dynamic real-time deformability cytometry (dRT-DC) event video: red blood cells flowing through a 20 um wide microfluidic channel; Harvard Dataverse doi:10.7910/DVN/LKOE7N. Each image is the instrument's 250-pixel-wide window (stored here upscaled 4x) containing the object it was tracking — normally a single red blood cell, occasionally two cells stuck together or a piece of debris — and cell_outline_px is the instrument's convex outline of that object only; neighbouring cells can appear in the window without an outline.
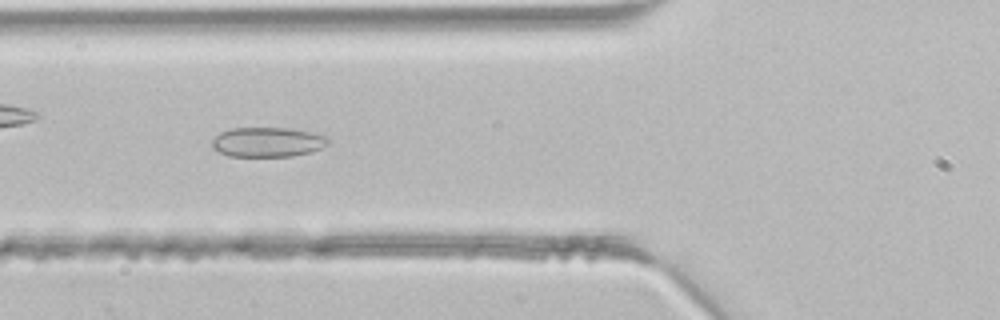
{"species": "common noctule bat (a hibernating species)", "species_latin": "Nyctalus noctula", "temperature_condition": "room temperature", "stored_images_in_passage": 27, "camera_frame_rate_fps": 3000, "um_per_image_px": 0.085, "animal": {"sex": "male", "body_mass_g": 21.5, "forearm_length_mm": 52.0}, "frame": {"image": 1, "passage_image": 6, "time_ms": 1.667, "image_size_px": [1000, 320], "cell_outline_px": [[328, 144], [320, 148], [308, 152], [292, 156], [228, 156], [212, 148], [212, 140], [220, 132], [232, 128], [288, 128], [312, 132], [328, 136]], "centroid_in_image_um": [22.73, 12.07], "position_along_channel_um": 103.1, "area_um2": 20.0}}
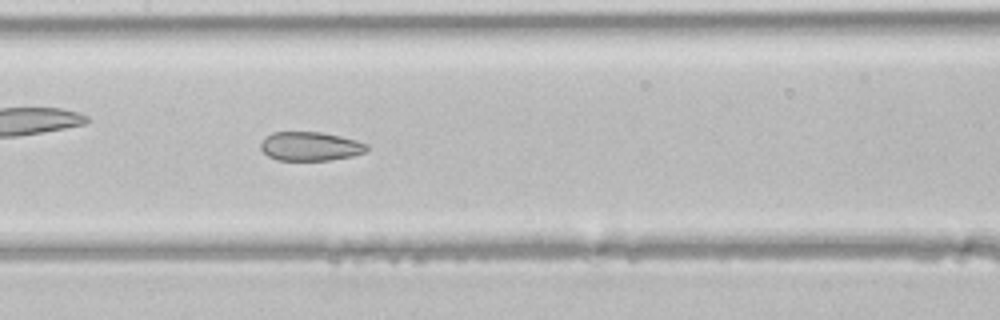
{"frame": {"image": 2, "passage_image": 11, "time_ms": 3.333, "image_size_px": [1000, 320], "cell_outline_px": [[368, 148], [364, 152], [352, 156], [328, 160], [276, 160], [268, 156], [260, 148], [260, 144], [272, 132], [320, 132], [340, 136], [356, 140], [368, 144]], "centroid_in_image_um": [26.37, 12.44], "position_along_channel_um": 181.0, "area_um2": 17.74}}
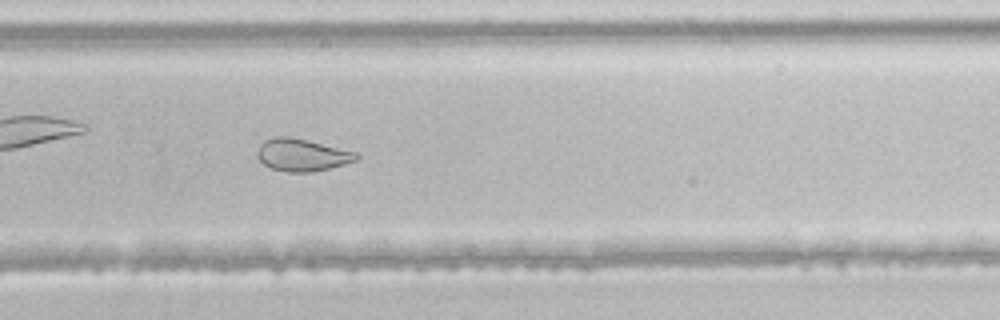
{"frame": {"image": 3, "passage_image": 19, "time_ms": 6.0, "image_size_px": [1000, 320], "cell_outline_px": [[360, 156], [356, 160], [344, 164], [328, 168], [308, 172], [284, 172], [272, 168], [264, 164], [256, 156], [256, 152], [260, 144], [264, 140], [276, 136], [288, 136], [308, 140], [356, 152]], "centroid_in_image_um": [25.63, 13.16], "position_along_channel_um": 304.2, "area_um2": 18.61}}